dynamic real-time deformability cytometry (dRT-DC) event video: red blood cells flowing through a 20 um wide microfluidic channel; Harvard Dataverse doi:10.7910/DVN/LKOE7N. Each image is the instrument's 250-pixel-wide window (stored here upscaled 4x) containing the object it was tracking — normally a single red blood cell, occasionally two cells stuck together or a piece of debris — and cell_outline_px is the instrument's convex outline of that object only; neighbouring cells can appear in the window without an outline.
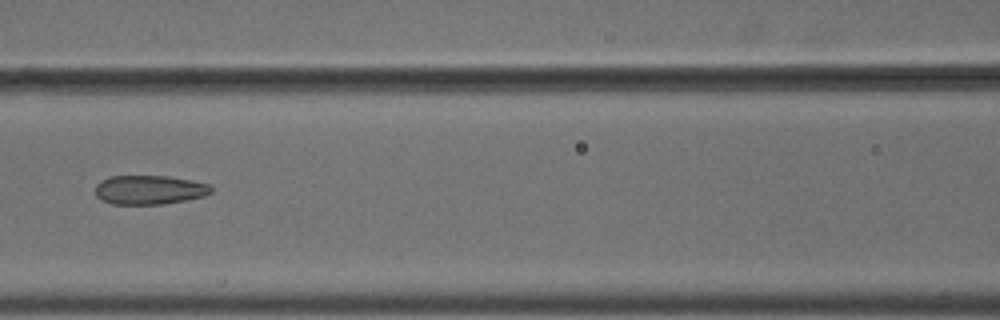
{"species": "common noctule bat (a hibernating species)", "species_latin": "Nyctalus noctula", "temperature_condition": "cold", "stored_images_in_passage": 10, "camera_frame_rate_fps": 3000, "um_per_image_px": 0.085, "animal": {"sex": "male", "body_mass_g": 18.8}, "frame": {"image": 1, "passage_image": 7, "time_ms": 2.0, "image_size_px": [1000, 320], "cell_outline_px": [[212, 192], [204, 196], [164, 204], [112, 204], [100, 200], [96, 196], [96, 184], [100, 180], [108, 176], [168, 176], [192, 180], [208, 184], [212, 188]], "centroid_in_image_um": [12.67, 16.13], "position_along_channel_um": 153.9, "area_um2": 19.77}}
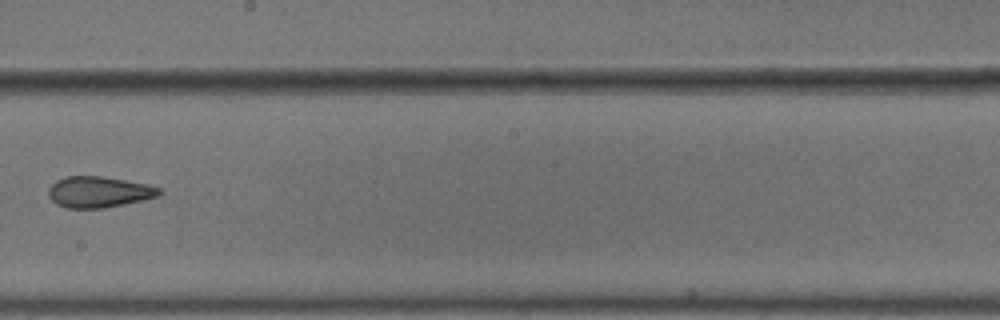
{"frame": {"image": 2, "passage_image": 9, "time_ms": 2.667, "image_size_px": [1000, 320], "cell_outline_px": [[160, 196], [144, 200], [104, 208], [68, 208], [56, 204], [48, 196], [48, 188], [56, 180], [64, 176], [100, 176], [148, 184], [160, 188]], "centroid_in_image_um": [8.38, 16.32], "position_along_channel_um": 239.8, "area_um2": 20.11}}
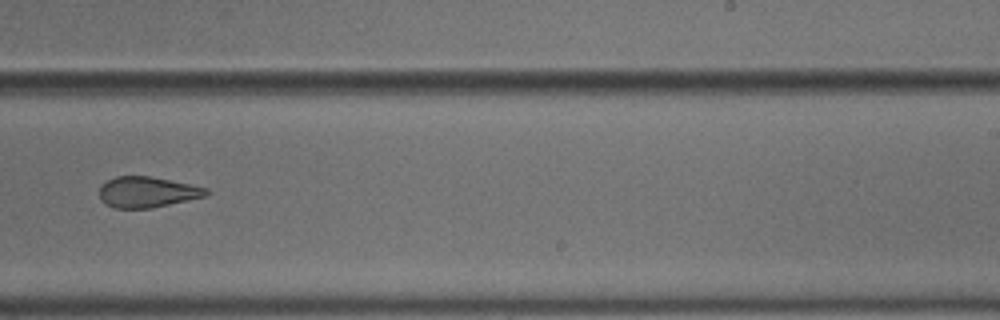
{"frame": {"image": 3, "passage_image": 10, "time_ms": 3.0, "image_size_px": [1000, 320], "cell_outline_px": [[208, 192], [204, 196], [152, 208], [112, 208], [104, 204], [100, 200], [100, 184], [116, 176], [148, 176], [192, 184], [208, 188]], "centroid_in_image_um": [12.46, 16.33], "position_along_channel_um": 276.5, "area_um2": 19.13}}